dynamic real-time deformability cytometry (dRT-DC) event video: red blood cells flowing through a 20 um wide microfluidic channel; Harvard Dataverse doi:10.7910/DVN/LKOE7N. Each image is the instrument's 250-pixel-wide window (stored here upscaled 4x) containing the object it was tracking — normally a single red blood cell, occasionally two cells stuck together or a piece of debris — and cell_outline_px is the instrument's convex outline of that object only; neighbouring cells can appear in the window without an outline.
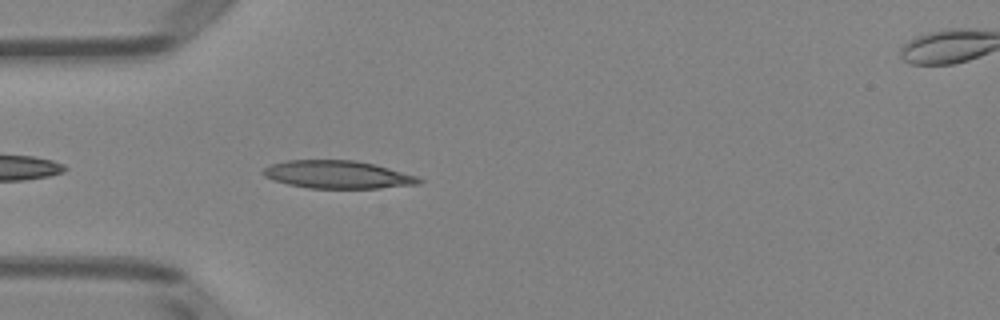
{"species": "Egyptian fruit bat (a non-hibernating species)", "species_latin": "Rousettus aegyptiacus", "temperature_condition": "room temperature", "stored_images_in_passage": 8, "camera_frame_rate_fps": 3000, "um_per_image_px": 0.085, "animal": {"sex": "female"}, "frame": {"image": 1, "passage_image": 3, "time_ms": 0.667, "image_size_px": [1000, 320], "cell_outline_px": [[424, 180], [420, 184], [380, 188], [308, 188], [288, 184], [264, 176], [260, 172], [264, 168], [272, 164], [288, 160], [356, 160], [388, 168], [416, 176]], "centroid_in_image_um": [28.7, 14.84], "position_along_channel_um": 56.3, "area_um2": 25.09}}